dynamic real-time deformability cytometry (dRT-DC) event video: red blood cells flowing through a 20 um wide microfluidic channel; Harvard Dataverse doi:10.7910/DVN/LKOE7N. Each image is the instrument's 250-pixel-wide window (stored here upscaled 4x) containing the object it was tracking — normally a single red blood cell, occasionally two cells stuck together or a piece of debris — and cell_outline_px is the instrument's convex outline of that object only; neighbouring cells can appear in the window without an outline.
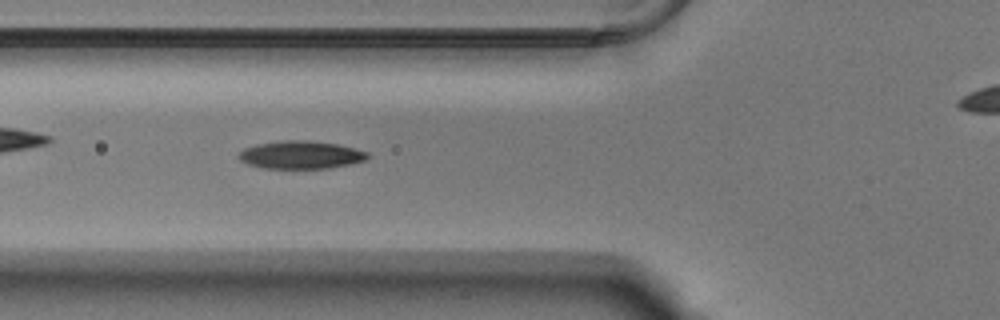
{"species": "Egyptian fruit bat (a non-hibernating species)", "species_latin": "Rousettus aegyptiacus", "temperature_condition": "warm", "stored_images_in_passage": 49, "camera_frame_rate_fps": 3000, "um_per_image_px": 0.085, "animal": {"sex": "male"}, "frame": {"image": 1, "passage_image": 20, "time_ms": 6.333, "image_size_px": [1000, 320], "cell_outline_px": [[368, 156], [364, 160], [348, 164], [328, 168], [264, 168], [248, 164], [240, 160], [236, 156], [244, 148], [256, 144], [284, 140], [308, 140], [340, 144], [368, 152]], "centroid_in_image_um": [25.54, 13.15], "position_along_channel_um": 100.3, "area_um2": 20.87}}
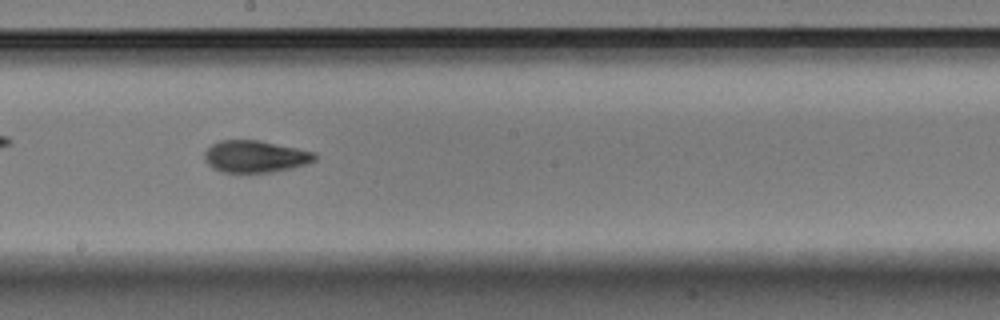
{"frame": {"image": 2, "passage_image": 30, "time_ms": 9.667, "image_size_px": [1000, 320], "cell_outline_px": [[316, 160], [308, 164], [292, 168], [272, 172], [220, 172], [212, 168], [204, 160], [204, 152], [212, 144], [220, 140], [260, 140], [316, 152]], "centroid_in_image_um": [21.7, 13.3], "position_along_channel_um": 226.5, "area_um2": 20.75}}
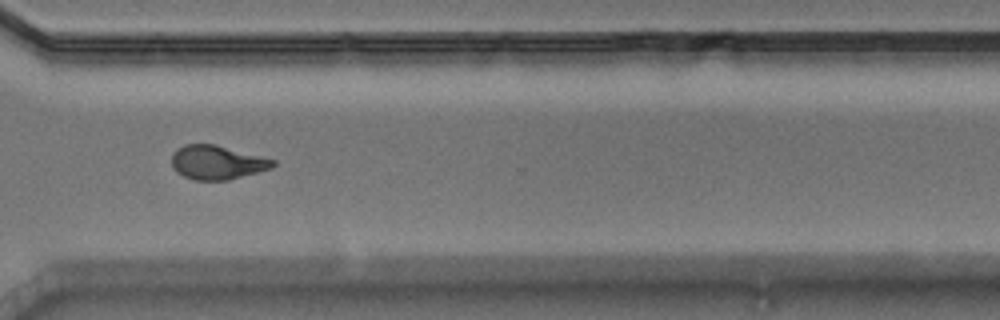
{"frame": {"image": 3, "passage_image": 40, "time_ms": 13.0, "image_size_px": [1000, 320], "cell_outline_px": [[276, 164], [272, 168], [228, 180], [196, 180], [184, 176], [176, 172], [172, 164], [172, 152], [176, 148], [184, 144], [216, 144], [276, 160]], "centroid_in_image_um": [18.44, 13.79], "position_along_channel_um": 352.2, "area_um2": 20.11}, "authors_computed_cell_mechanics": {"area_um2": 20.1144, "velocity_mm_per_s": 3.7787, "shape_relaxation_time_tau1_ms": 3.8448, "shape_relaxation_time_tau2_ms": 2.4788, "deformation_change_tau1": 0.1874, "deformation_change_tau2": 0.0926}}